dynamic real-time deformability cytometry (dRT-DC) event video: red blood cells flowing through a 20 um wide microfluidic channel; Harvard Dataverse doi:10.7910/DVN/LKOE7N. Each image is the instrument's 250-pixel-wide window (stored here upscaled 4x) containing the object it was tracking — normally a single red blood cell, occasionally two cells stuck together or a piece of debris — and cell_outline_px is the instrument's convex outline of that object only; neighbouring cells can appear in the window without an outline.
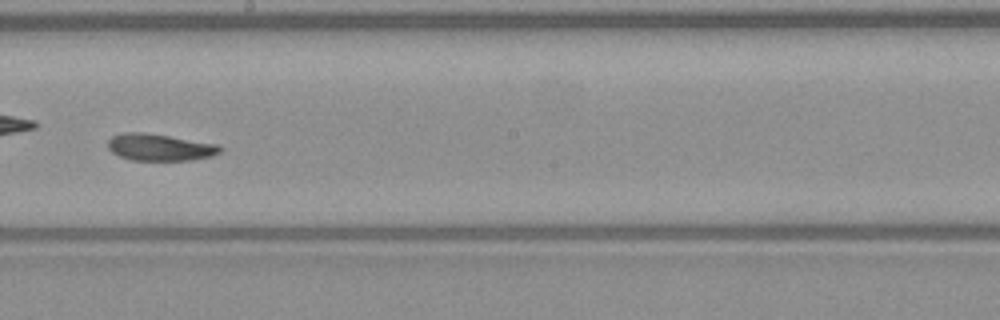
{"species": "common noctule bat (a hibernating species)", "species_latin": "Nyctalus noctula", "temperature_condition": "warm", "stored_images_in_passage": 54, "camera_frame_rate_fps": 3000, "um_per_image_px": 0.085, "animal": {"sex": "male", "body_mass_g": 23.1, "forearm_length_mm": 52.7}, "frame": {"image": 1, "passage_image": 31, "time_ms": 10.0, "image_size_px": [1000, 320], "cell_outline_px": [[224, 148], [220, 152], [212, 156], [192, 160], [132, 160], [120, 156], [112, 152], [108, 148], [108, 140], [112, 136], [124, 132], [144, 132], [216, 144]], "centroid_in_image_um": [13.57, 12.52], "position_along_channel_um": 234.6, "area_um2": 17.46}}
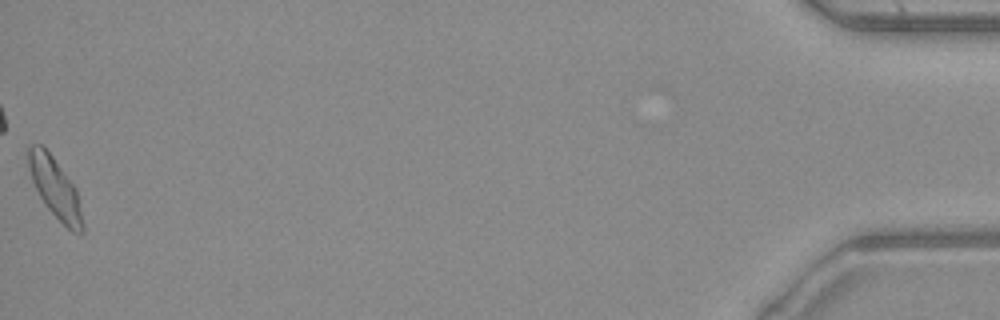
{"frame": {"image": 2, "passage_image": 54, "time_ms": 17.667, "image_size_px": [1000, 320], "cell_outline_px": [[84, 232], [80, 236], [72, 232], [44, 204], [32, 180], [28, 168], [28, 148], [32, 144], [40, 144], [52, 156], [76, 188], [84, 228]], "centroid_in_image_um": [4.69, 16.01], "position_along_channel_um": 430.5, "area_um2": 18.67}, "authors_computed_cell_mechanics": {"area_um2": 18.0625, "velocity_mm_per_s": 3.9401, "shape_relaxation_time_tau1_ms": 5.4128, "shape_relaxation_time_tau2_ms": 2.5089, "deformation_change_tau1": 0.1588, "deformation_change_tau2": 0.0812}}